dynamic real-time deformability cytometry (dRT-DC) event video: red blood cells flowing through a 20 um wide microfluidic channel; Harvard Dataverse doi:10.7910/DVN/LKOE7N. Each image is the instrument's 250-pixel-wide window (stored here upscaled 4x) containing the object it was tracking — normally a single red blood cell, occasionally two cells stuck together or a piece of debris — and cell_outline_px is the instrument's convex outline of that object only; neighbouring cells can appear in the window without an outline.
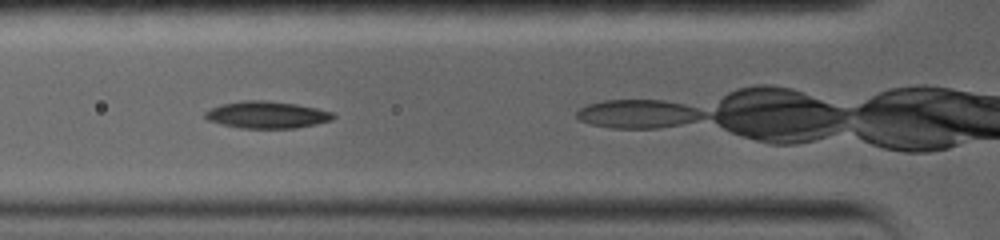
{"species": "common noctule bat (a hibernating species)", "species_latin": "Nyctalus noctula", "temperature_condition": "warm", "stored_images_in_passage": 11, "camera_frame_rate_fps": 5000, "um_per_image_px": 0.085, "animal": {"sex": "female", "body_mass_g": 19.0, "forearm_length_mm": 56.7}, "frame": {"image": 1, "passage_image": 4, "time_ms": 1.4, "image_size_px": [1000, 240], "cell_outline_px": [[336, 116], [332, 120], [316, 124], [296, 128], [240, 128], [220, 124], [208, 120], [204, 116], [204, 112], [220, 104], [244, 100], [264, 100], [296, 104], [316, 108], [332, 112]], "centroid_in_image_um": [22.67, 9.76], "position_along_channel_um": 103.1, "area_um2": 20.17}}
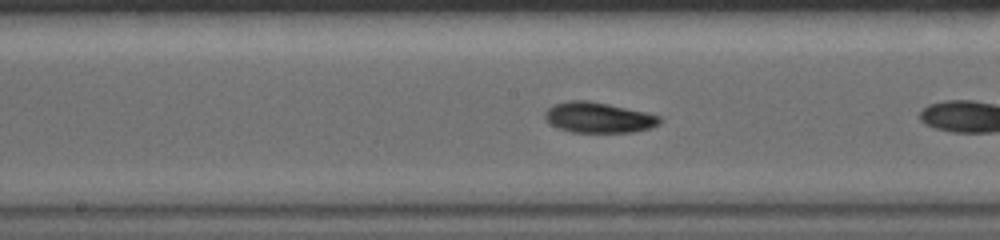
{"frame": {"image": 2, "passage_image": 10, "time_ms": 4.0, "image_size_px": [1000, 240], "cell_outline_px": [[660, 124], [648, 128], [632, 132], [572, 132], [560, 128], [544, 120], [544, 112], [552, 104], [568, 100], [588, 100], [608, 104], [644, 112], [660, 116]], "centroid_in_image_um": [50.82, 9.98], "position_along_channel_um": 197.4, "area_um2": 20.29}}